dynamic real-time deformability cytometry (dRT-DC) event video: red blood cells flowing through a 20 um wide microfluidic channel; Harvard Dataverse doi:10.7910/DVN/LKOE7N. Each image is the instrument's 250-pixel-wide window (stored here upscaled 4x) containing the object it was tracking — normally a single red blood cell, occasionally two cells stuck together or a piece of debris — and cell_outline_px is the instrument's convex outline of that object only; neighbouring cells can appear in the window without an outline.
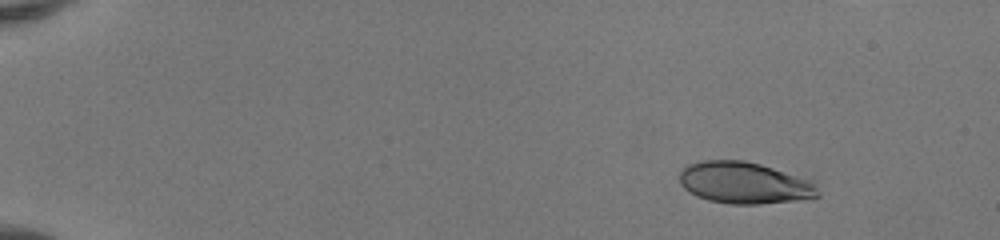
{"species": "human", "species_latin": "Homo sapiens", "temperature_condition": "room temperature", "stored_images_in_passage": 46, "camera_frame_rate_fps": 3000, "um_per_image_px": 0.085, "donor": {"sex": "female"}, "frame": {"image": 1, "passage_image": 1, "time_ms": 0.0, "image_size_px": [1000, 240], "cell_outline_px": [[820, 196], [792, 200], [760, 204], [732, 204], [708, 200], [696, 196], [684, 188], [680, 184], [680, 172], [688, 164], [704, 160], [744, 160], [760, 164], [808, 180], [816, 184], [820, 192]], "centroid_in_image_um": [63.23, 15.54], "position_along_channel_um": 21.8, "area_um2": 33.23}}
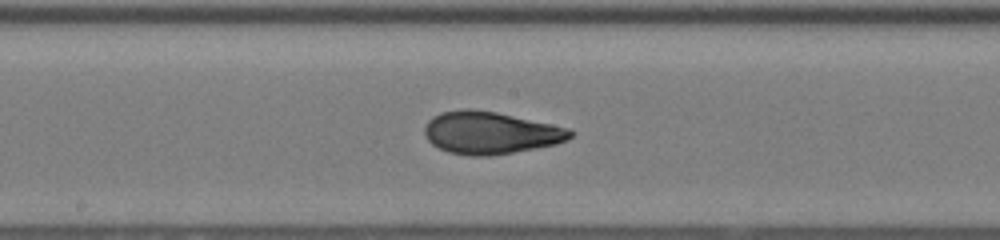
{"frame": {"image": 2, "passage_image": 24, "time_ms": 7.667, "image_size_px": [1000, 240], "cell_outline_px": [[576, 132], [568, 140], [556, 144], [536, 148], [492, 156], [468, 156], [448, 152], [432, 144], [428, 140], [424, 132], [424, 128], [428, 120], [432, 116], [440, 112], [464, 108], [468, 108], [496, 112], [572, 128]], "centroid_in_image_um": [41.71, 11.28], "position_along_channel_um": 206.5, "area_um2": 36.36}}
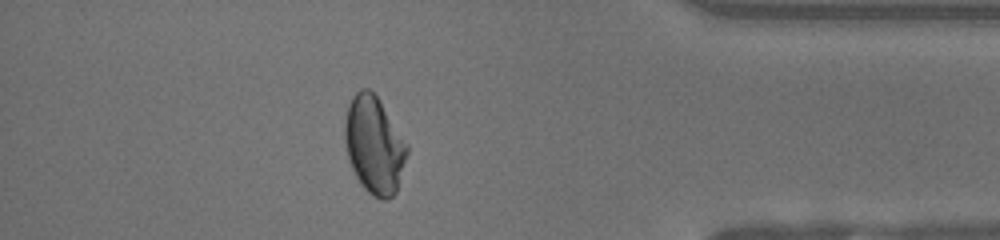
{"frame": {"image": 3, "passage_image": 40, "time_ms": 13.0, "image_size_px": [1000, 240], "cell_outline_px": [[408, 152], [396, 192], [388, 200], [380, 200], [372, 196], [364, 188], [356, 176], [348, 160], [344, 144], [344, 120], [348, 104], [352, 96], [360, 88], [368, 88], [380, 100], [408, 144]], "centroid_in_image_um": [31.79, 12.32], "position_along_channel_um": 403.4, "area_um2": 35.6}, "authors_computed_cell_mechanics": {"area_um2": 35.0268, "velocity_mm_per_s": 4.1602, "shape_relaxation_time_tau1_ms": 7.2219, "shape_relaxation_time_tau2_ms": null, "deformation_change_tau1": 0.2633, "deformation_change_tau2": null}}